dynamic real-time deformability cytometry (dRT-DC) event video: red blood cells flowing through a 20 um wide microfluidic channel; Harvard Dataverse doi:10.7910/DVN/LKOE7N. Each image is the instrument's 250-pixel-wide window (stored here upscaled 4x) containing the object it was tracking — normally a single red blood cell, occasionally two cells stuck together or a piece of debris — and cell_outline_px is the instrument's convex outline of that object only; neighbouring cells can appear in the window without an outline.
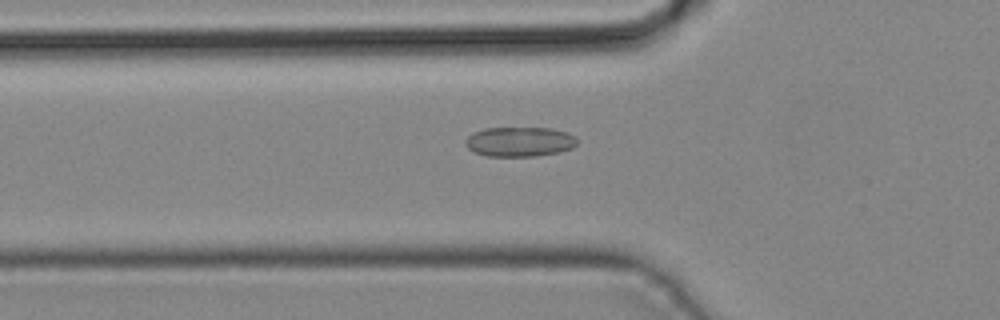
{"species": "common noctule bat (a hibernating species)", "species_latin": "Nyctalus noctula", "temperature_condition": "cold", "stored_images_in_passage": 37, "camera_frame_rate_fps": 3000, "um_per_image_px": 0.085, "animal": {"sex": "male", "body_mass_g": 19.2, "forearm_length_mm": 51.8}, "frame": {"image": 1, "passage_image": 9, "time_ms": 2.667, "image_size_px": [1000, 320], "cell_outline_px": [[576, 144], [572, 148], [560, 152], [536, 156], [488, 156], [476, 152], [468, 148], [464, 144], [464, 140], [472, 132], [484, 128], [552, 128], [564, 132], [572, 136], [576, 140]], "centroid_in_image_um": [44.12, 12.04], "position_along_channel_um": 81.7, "area_um2": 19.25}}
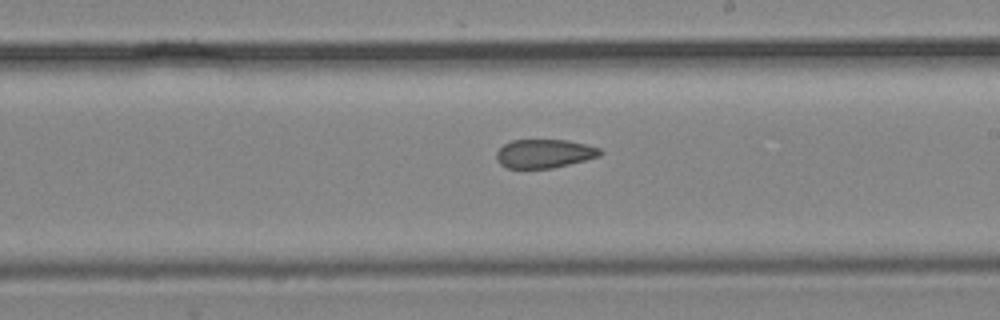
{"frame": {"image": 2, "passage_image": 19, "time_ms": 6.0, "image_size_px": [1000, 320], "cell_outline_px": [[604, 152], [600, 156], [552, 168], [508, 168], [500, 164], [496, 160], [496, 152], [504, 144], [512, 140], [568, 140], [600, 148]], "centroid_in_image_um": [46.26, 13.05], "position_along_channel_um": 242.7, "area_um2": 17.28}}
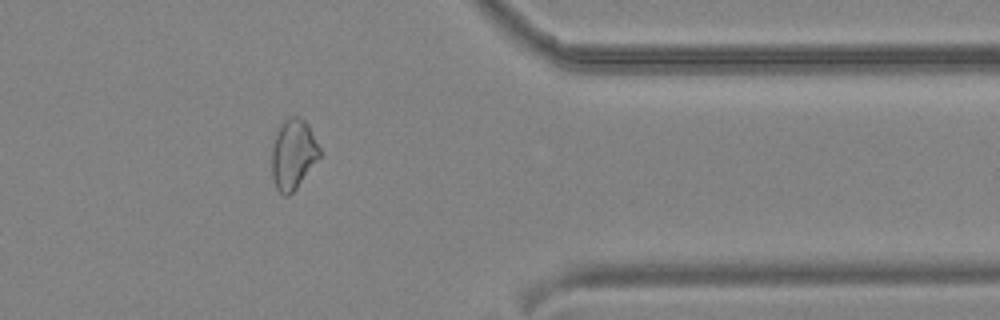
{"frame": {"image": 3, "passage_image": 29, "time_ms": 9.333, "image_size_px": [1000, 320], "cell_outline_px": [[320, 156], [296, 188], [288, 196], [284, 196], [276, 188], [272, 176], [272, 148], [276, 136], [284, 120], [288, 116], [296, 116], [304, 120], [308, 124], [320, 148]], "centroid_in_image_um": [24.92, 13.11], "position_along_channel_um": 386.5, "area_um2": 19.19}}